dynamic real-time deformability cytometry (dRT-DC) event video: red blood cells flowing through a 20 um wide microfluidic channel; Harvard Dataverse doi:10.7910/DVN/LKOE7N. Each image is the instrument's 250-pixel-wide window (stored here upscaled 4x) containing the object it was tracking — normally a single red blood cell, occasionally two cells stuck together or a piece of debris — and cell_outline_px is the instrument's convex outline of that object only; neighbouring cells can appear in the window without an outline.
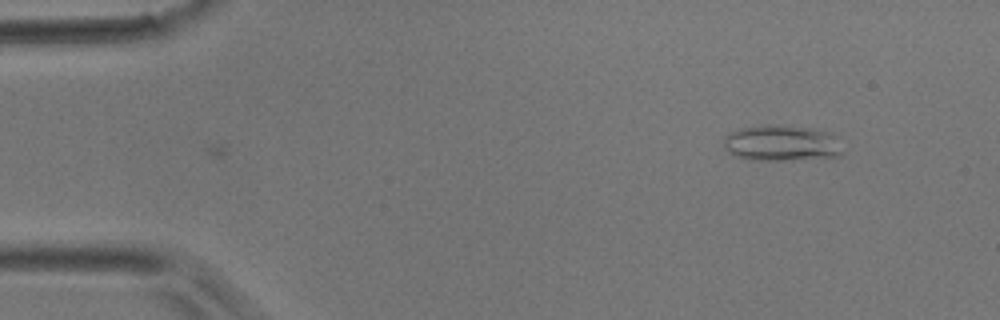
{"species": "common noctule bat (a hibernating species)", "species_latin": "Nyctalus noctula", "temperature_condition": "room temperature", "stored_images_in_passage": 4, "camera_frame_rate_fps": 3000, "um_per_image_px": 0.085, "animal": {"sex": "male", "body_mass_g": 17.9}, "frame": {"image": 1, "passage_image": 1, "time_ms": 0.0, "image_size_px": [1000, 320], "cell_outline_px": [[844, 152], [840, 156], [792, 160], [748, 160], [736, 156], [728, 152], [724, 148], [724, 136], [728, 132], [740, 128], [764, 124], [780, 124], [812, 128], [828, 132], [832, 136]], "centroid_in_image_um": [66.36, 12.16], "position_along_channel_um": 18.6, "area_um2": 25.2}}